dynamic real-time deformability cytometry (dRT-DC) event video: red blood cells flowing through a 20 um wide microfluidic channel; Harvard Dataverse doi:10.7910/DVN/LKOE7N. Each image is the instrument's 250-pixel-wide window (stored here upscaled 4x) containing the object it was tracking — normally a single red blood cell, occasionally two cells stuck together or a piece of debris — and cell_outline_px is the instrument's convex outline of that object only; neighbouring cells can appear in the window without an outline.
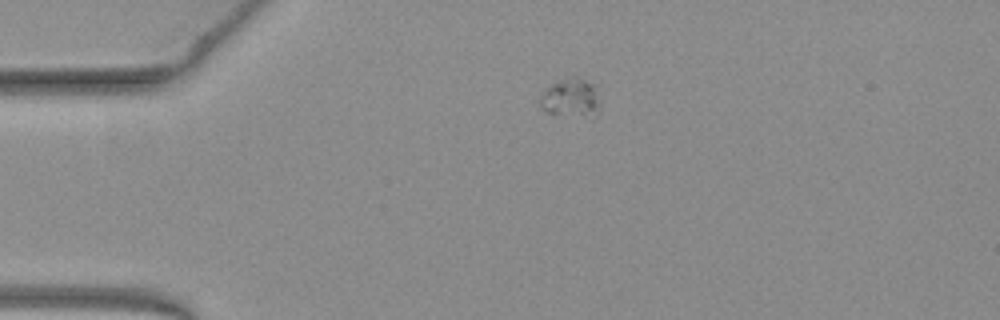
{"species": "common noctule bat (a hibernating species)", "species_latin": "Nyctalus noctula", "temperature_condition": "warm", "stored_images_in_passage": 42, "camera_frame_rate_fps": 3000, "um_per_image_px": 0.085, "animal": {"sex": "female", "body_mass_g": 19.3, "forearm_length_mm": 54.1}, "frame": {"image": 1, "passage_image": 1, "time_ms": 0.0, "image_size_px": [1000, 320], "cell_outline_px": [[600, 108], [596, 116], [544, 112], [540, 108], [540, 92], [544, 88], [560, 80], [576, 76], [600, 84]], "centroid_in_image_um": [48.59, 8.26], "position_along_channel_um": 36.4, "area_um2": 14.05}}
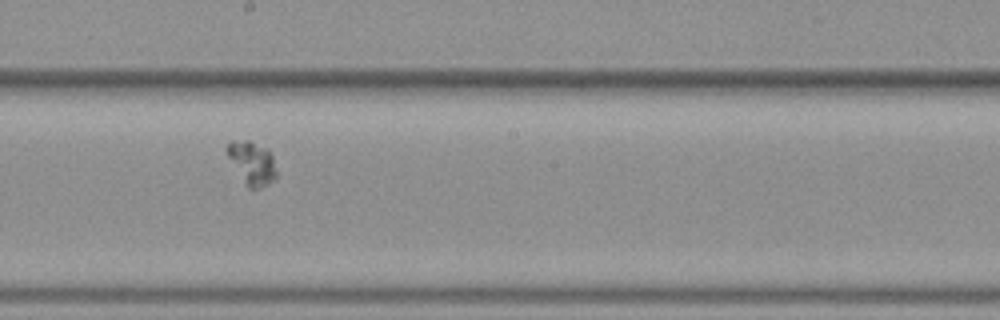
{"frame": {"image": 2, "passage_image": 19, "time_ms": 6.0, "image_size_px": [1000, 320], "cell_outline_px": [[276, 176], [268, 184], [260, 188], [248, 188], [228, 156], [224, 148], [232, 140], [248, 140], [268, 148], [272, 156], [276, 172]], "centroid_in_image_um": [21.41, 13.82], "position_along_channel_um": 226.8, "area_um2": 12.25}}
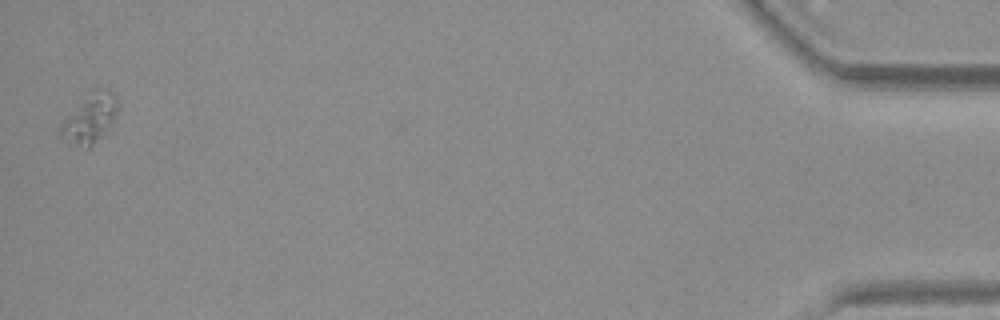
{"frame": {"image": 3, "passage_image": 42, "time_ms": 13.667, "image_size_px": [1000, 320], "cell_outline_px": [[116, 112], [112, 128], [104, 136], [88, 148], [60, 136], [56, 128], [80, 96], [92, 88], [108, 88], [116, 96]], "centroid_in_image_um": [7.61, 9.98], "position_along_channel_um": 427.6, "area_um2": 17.17}}